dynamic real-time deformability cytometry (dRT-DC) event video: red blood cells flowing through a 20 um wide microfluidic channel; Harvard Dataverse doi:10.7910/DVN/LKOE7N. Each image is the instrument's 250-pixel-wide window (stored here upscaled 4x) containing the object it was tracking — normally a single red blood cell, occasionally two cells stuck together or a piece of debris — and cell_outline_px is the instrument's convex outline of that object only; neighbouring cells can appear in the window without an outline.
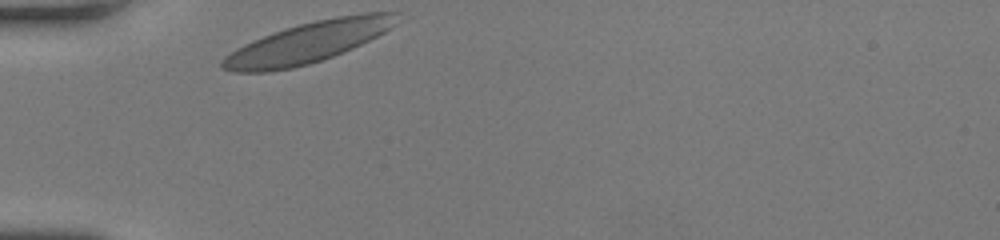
{"species": "human", "species_latin": "Homo sapiens", "temperature_condition": "room temperature", "stored_images_in_passage": 27, "camera_frame_rate_fps": 3000, "um_per_image_px": 0.085, "donor": {"sex": "female"}, "frame": {"image": 1, "passage_image": 1, "time_ms": 0.0, "image_size_px": [1000, 240], "cell_outline_px": [[396, 12], [388, 28], [384, 32], [344, 52], [308, 64], [292, 68], [268, 72], [236, 72], [220, 68], [220, 60], [224, 56], [236, 48], [252, 40], [300, 24], [316, 20], [336, 16], [364, 12]], "centroid_in_image_um": [26.06, 3.63], "position_along_channel_um": 58.9, "area_um2": 40.63}}
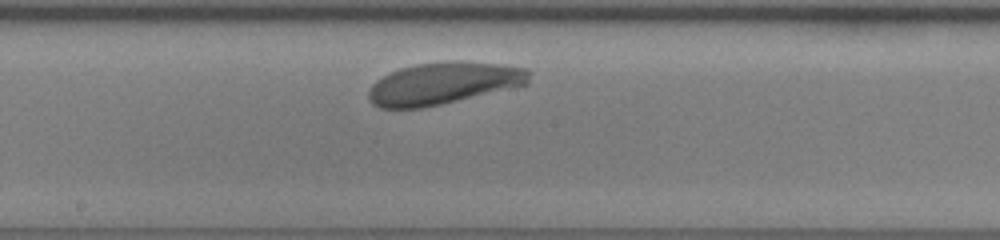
{"frame": {"image": 2, "passage_image": 14, "time_ms": 4.333, "image_size_px": [1000, 240], "cell_outline_px": [[532, 72], [528, 84], [440, 104], [420, 108], [380, 108], [372, 104], [368, 100], [368, 88], [376, 80], [388, 72], [400, 68], [416, 64], [452, 60], [460, 60], [496, 64], [528, 68]], "centroid_in_image_um": [37.66, 7.07], "position_along_channel_um": 210.5, "area_um2": 39.48}}
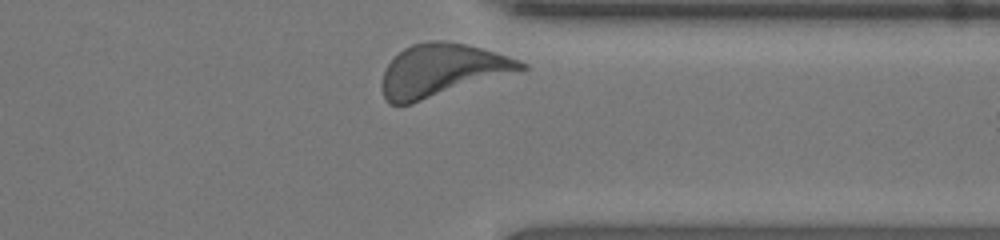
{"frame": {"image": 3, "passage_image": 27, "time_ms": 8.667, "image_size_px": [1000, 240], "cell_outline_px": [[528, 68], [412, 104], [388, 104], [384, 96], [380, 84], [384, 72], [388, 64], [404, 48], [412, 44], [428, 40], [440, 40], [464, 44], [480, 48], [508, 56], [520, 60], [528, 64]], "centroid_in_image_um": [37.53, 5.98], "position_along_channel_um": 373.9, "area_um2": 42.19}, "authors_computed_cell_mechanics": {"area_um2": 39.304, "velocity_mm_per_s": 3.7654, "shape_relaxation_time_tau1_ms": 1.2807, "shape_relaxation_time_tau2_ms": null, "deformation_change_tau1": 0.0857, "deformation_change_tau2": null}}